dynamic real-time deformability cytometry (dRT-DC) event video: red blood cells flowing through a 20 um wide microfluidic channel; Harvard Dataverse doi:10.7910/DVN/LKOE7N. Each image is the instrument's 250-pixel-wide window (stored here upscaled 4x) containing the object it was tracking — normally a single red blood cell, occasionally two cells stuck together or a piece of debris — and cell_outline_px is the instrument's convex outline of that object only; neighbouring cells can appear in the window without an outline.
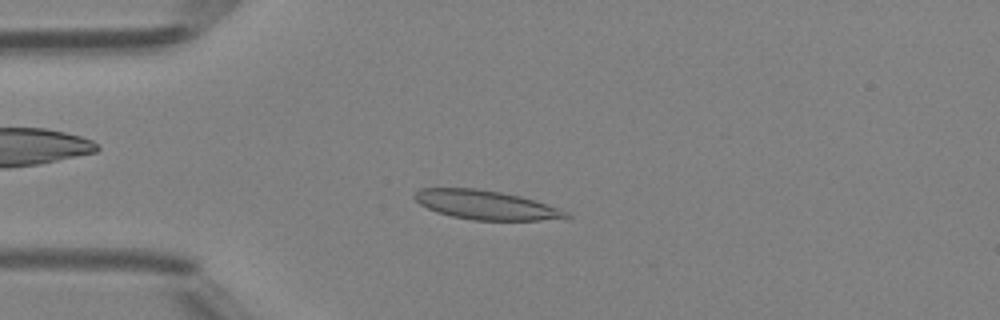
{"species": "Egyptian fruit bat (a non-hibernating species)", "species_latin": "Rousettus aegyptiacus", "temperature_condition": "room temperature", "stored_images_in_passage": 47, "camera_frame_rate_fps": 3000, "um_per_image_px": 0.085, "animal": {"sex": "female"}, "frame": {"image": 1, "passage_image": 11, "time_ms": 3.333, "image_size_px": [1000, 320], "cell_outline_px": [[572, 216], [540, 220], [472, 220], [452, 216], [436, 212], [420, 204], [412, 196], [420, 188], [476, 188], [500, 192], [520, 196], [568, 212]], "centroid_in_image_um": [41.22, 17.41], "position_along_channel_um": 43.8, "area_um2": 25.26}}
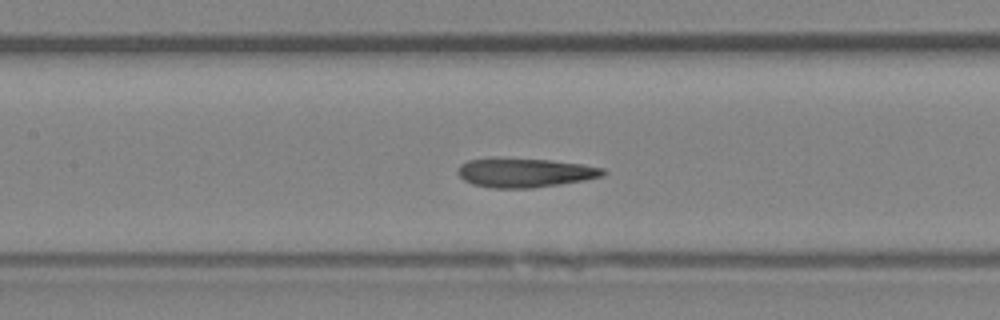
{"frame": {"image": 2, "passage_image": 21, "time_ms": 6.667, "image_size_px": [1000, 320], "cell_outline_px": [[608, 172], [604, 176], [584, 180], [560, 184], [532, 188], [492, 188], [472, 184], [464, 180], [456, 172], [460, 164], [468, 160], [492, 156], [552, 160], [584, 164], [604, 168]], "centroid_in_image_um": [44.59, 14.65], "position_along_channel_um": 162.8, "area_um2": 25.37}}
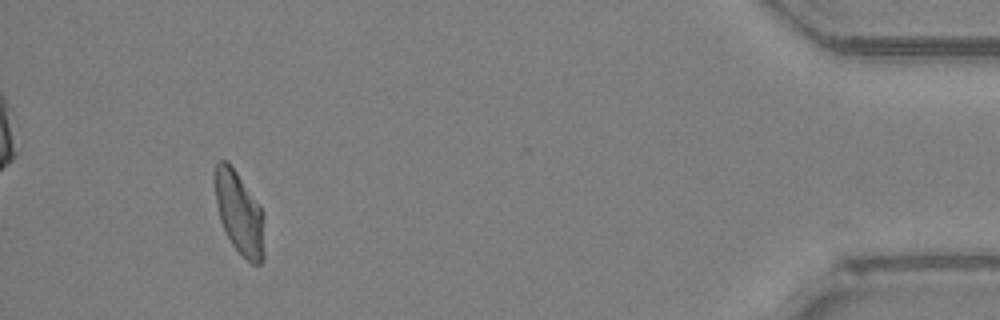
{"frame": {"image": 3, "passage_image": 44, "time_ms": 14.333, "image_size_px": [1000, 320], "cell_outline_px": [[264, 260], [260, 264], [252, 264], [232, 244], [220, 220], [216, 204], [212, 180], [212, 176], [216, 160], [228, 160], [260, 204], [264, 216]], "centroid_in_image_um": [20.32, 18.03], "position_along_channel_um": 414.9, "area_um2": 24.45}, "authors_computed_cell_mechanics": {"area_um2": 25.0274, "velocity_mm_per_s": 4.1938, "shape_relaxation_time_tau1_ms": 7.0813, "shape_relaxation_time_tau2_ms": 1.9225, "deformation_change_tau1": 0.1963, "deformation_change_tau2": 0.1042}}